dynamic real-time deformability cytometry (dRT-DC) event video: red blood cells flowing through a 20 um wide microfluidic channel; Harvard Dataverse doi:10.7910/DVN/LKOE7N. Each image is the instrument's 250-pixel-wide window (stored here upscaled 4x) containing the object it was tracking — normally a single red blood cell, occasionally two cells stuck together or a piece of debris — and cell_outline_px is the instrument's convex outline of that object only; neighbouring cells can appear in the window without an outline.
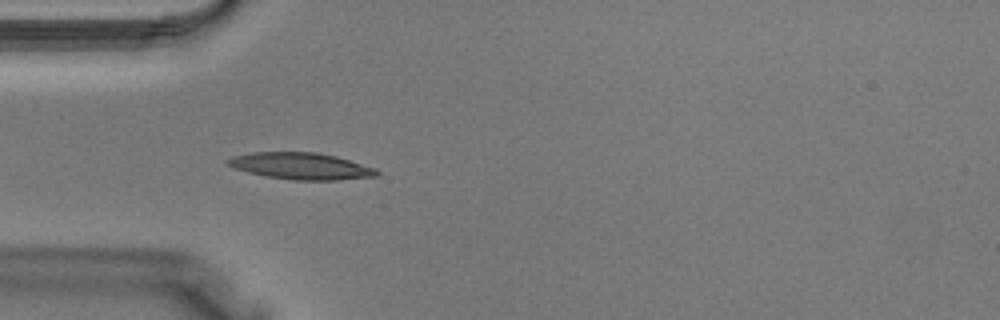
{"species": "Egyptian fruit bat (a non-hibernating species)", "species_latin": "Rousettus aegyptiacus", "temperature_condition": "warm", "stored_images_in_passage": 30, "camera_frame_rate_fps": 3000, "um_per_image_px": 0.085, "animal": {"sex": "male"}, "frame": {"image": 1, "passage_image": 4, "time_ms": 1.0, "image_size_px": [1000, 320], "cell_outline_px": [[380, 172], [376, 176], [336, 180], [296, 180], [268, 176], [248, 172], [236, 168], [228, 164], [224, 160], [232, 156], [252, 152], [316, 152], [336, 156], [376, 168]], "centroid_in_image_um": [25.59, 14.1], "position_along_channel_um": 59.4, "area_um2": 23.0}}
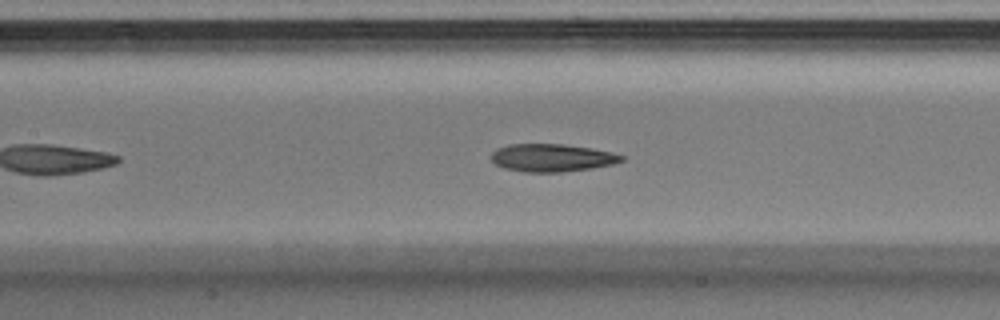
{"frame": {"image": 2, "passage_image": 10, "time_ms": 3.0, "image_size_px": [1000, 320], "cell_outline_px": [[624, 160], [612, 164], [592, 168], [560, 172], [524, 172], [504, 168], [496, 164], [492, 160], [492, 152], [496, 148], [508, 144], [564, 144], [592, 148], [612, 152], [624, 156]], "centroid_in_image_um": [46.91, 13.4], "position_along_channel_um": 160.5, "area_um2": 21.1}}
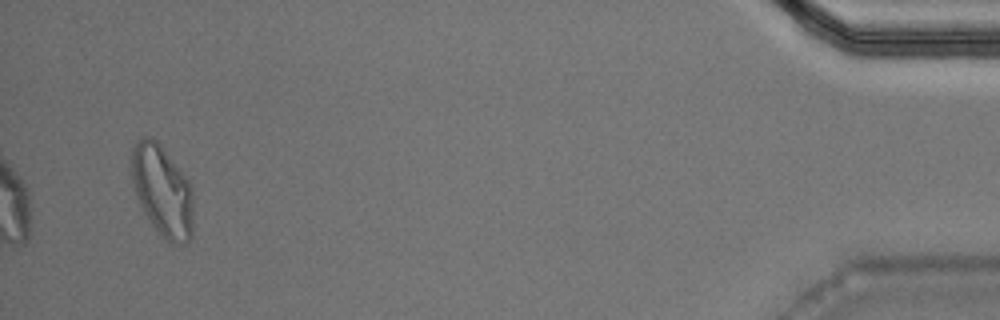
{"frame": {"image": 3, "passage_image": 30, "time_ms": 9.667, "image_size_px": [1000, 320], "cell_outline_px": [[192, 236], [188, 244], [172, 244], [148, 220], [136, 196], [132, 180], [132, 148], [136, 140], [144, 136], [152, 136], [164, 148], [188, 180], [192, 188]], "centroid_in_image_um": [13.8, 16.2], "position_along_channel_um": 421.4, "area_um2": 32.77}}